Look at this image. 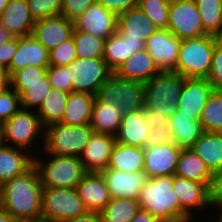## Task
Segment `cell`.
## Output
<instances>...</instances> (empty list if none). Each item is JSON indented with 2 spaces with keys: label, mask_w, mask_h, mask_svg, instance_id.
<instances>
[{
  "label": "cell",
  "mask_w": 222,
  "mask_h": 222,
  "mask_svg": "<svg viewBox=\"0 0 222 222\" xmlns=\"http://www.w3.org/2000/svg\"><path fill=\"white\" fill-rule=\"evenodd\" d=\"M191 216L183 217V218H178L175 220L167 221V222H188L191 220Z\"/></svg>",
  "instance_id": "obj_58"
},
{
  "label": "cell",
  "mask_w": 222,
  "mask_h": 222,
  "mask_svg": "<svg viewBox=\"0 0 222 222\" xmlns=\"http://www.w3.org/2000/svg\"><path fill=\"white\" fill-rule=\"evenodd\" d=\"M144 49L145 41L141 38L120 36L115 32L105 40L103 60L115 72L132 55Z\"/></svg>",
  "instance_id": "obj_21"
},
{
  "label": "cell",
  "mask_w": 222,
  "mask_h": 222,
  "mask_svg": "<svg viewBox=\"0 0 222 222\" xmlns=\"http://www.w3.org/2000/svg\"><path fill=\"white\" fill-rule=\"evenodd\" d=\"M144 119L149 128H159L165 127L171 129L169 117L160 113L159 111H154L151 109H146L144 107Z\"/></svg>",
  "instance_id": "obj_52"
},
{
  "label": "cell",
  "mask_w": 222,
  "mask_h": 222,
  "mask_svg": "<svg viewBox=\"0 0 222 222\" xmlns=\"http://www.w3.org/2000/svg\"><path fill=\"white\" fill-rule=\"evenodd\" d=\"M207 79L214 90H222V40L214 48Z\"/></svg>",
  "instance_id": "obj_46"
},
{
  "label": "cell",
  "mask_w": 222,
  "mask_h": 222,
  "mask_svg": "<svg viewBox=\"0 0 222 222\" xmlns=\"http://www.w3.org/2000/svg\"><path fill=\"white\" fill-rule=\"evenodd\" d=\"M47 77L52 88L67 93L73 92L72 82L65 66L49 65L47 67Z\"/></svg>",
  "instance_id": "obj_45"
},
{
  "label": "cell",
  "mask_w": 222,
  "mask_h": 222,
  "mask_svg": "<svg viewBox=\"0 0 222 222\" xmlns=\"http://www.w3.org/2000/svg\"><path fill=\"white\" fill-rule=\"evenodd\" d=\"M106 10L115 13L117 16L127 10L138 6V0H97Z\"/></svg>",
  "instance_id": "obj_50"
},
{
  "label": "cell",
  "mask_w": 222,
  "mask_h": 222,
  "mask_svg": "<svg viewBox=\"0 0 222 222\" xmlns=\"http://www.w3.org/2000/svg\"><path fill=\"white\" fill-rule=\"evenodd\" d=\"M181 39L168 29H157L145 42V49L152 56L160 71H175Z\"/></svg>",
  "instance_id": "obj_12"
},
{
  "label": "cell",
  "mask_w": 222,
  "mask_h": 222,
  "mask_svg": "<svg viewBox=\"0 0 222 222\" xmlns=\"http://www.w3.org/2000/svg\"><path fill=\"white\" fill-rule=\"evenodd\" d=\"M2 143L1 125H0V144Z\"/></svg>",
  "instance_id": "obj_60"
},
{
  "label": "cell",
  "mask_w": 222,
  "mask_h": 222,
  "mask_svg": "<svg viewBox=\"0 0 222 222\" xmlns=\"http://www.w3.org/2000/svg\"><path fill=\"white\" fill-rule=\"evenodd\" d=\"M222 39L213 35L182 39L176 70L185 78H207L215 46Z\"/></svg>",
  "instance_id": "obj_3"
},
{
  "label": "cell",
  "mask_w": 222,
  "mask_h": 222,
  "mask_svg": "<svg viewBox=\"0 0 222 222\" xmlns=\"http://www.w3.org/2000/svg\"><path fill=\"white\" fill-rule=\"evenodd\" d=\"M65 67L72 82L73 92L93 95L98 93L99 88L114 73L103 58L77 57Z\"/></svg>",
  "instance_id": "obj_9"
},
{
  "label": "cell",
  "mask_w": 222,
  "mask_h": 222,
  "mask_svg": "<svg viewBox=\"0 0 222 222\" xmlns=\"http://www.w3.org/2000/svg\"><path fill=\"white\" fill-rule=\"evenodd\" d=\"M204 31L222 39V0H194Z\"/></svg>",
  "instance_id": "obj_35"
},
{
  "label": "cell",
  "mask_w": 222,
  "mask_h": 222,
  "mask_svg": "<svg viewBox=\"0 0 222 222\" xmlns=\"http://www.w3.org/2000/svg\"><path fill=\"white\" fill-rule=\"evenodd\" d=\"M115 143V136L94 132L80 155L85 171L101 173L105 170Z\"/></svg>",
  "instance_id": "obj_18"
},
{
  "label": "cell",
  "mask_w": 222,
  "mask_h": 222,
  "mask_svg": "<svg viewBox=\"0 0 222 222\" xmlns=\"http://www.w3.org/2000/svg\"><path fill=\"white\" fill-rule=\"evenodd\" d=\"M118 16L106 10L98 1L74 21L77 30L107 39L117 29Z\"/></svg>",
  "instance_id": "obj_14"
},
{
  "label": "cell",
  "mask_w": 222,
  "mask_h": 222,
  "mask_svg": "<svg viewBox=\"0 0 222 222\" xmlns=\"http://www.w3.org/2000/svg\"><path fill=\"white\" fill-rule=\"evenodd\" d=\"M101 174L106 181L111 199L131 198L138 200L140 190L148 179L144 171L127 173L113 169H105Z\"/></svg>",
  "instance_id": "obj_17"
},
{
  "label": "cell",
  "mask_w": 222,
  "mask_h": 222,
  "mask_svg": "<svg viewBox=\"0 0 222 222\" xmlns=\"http://www.w3.org/2000/svg\"><path fill=\"white\" fill-rule=\"evenodd\" d=\"M186 78L174 71H160L145 83L144 107L168 116L178 111V101Z\"/></svg>",
  "instance_id": "obj_4"
},
{
  "label": "cell",
  "mask_w": 222,
  "mask_h": 222,
  "mask_svg": "<svg viewBox=\"0 0 222 222\" xmlns=\"http://www.w3.org/2000/svg\"><path fill=\"white\" fill-rule=\"evenodd\" d=\"M214 91L207 78H186L178 101V111L200 120L203 108Z\"/></svg>",
  "instance_id": "obj_13"
},
{
  "label": "cell",
  "mask_w": 222,
  "mask_h": 222,
  "mask_svg": "<svg viewBox=\"0 0 222 222\" xmlns=\"http://www.w3.org/2000/svg\"><path fill=\"white\" fill-rule=\"evenodd\" d=\"M174 175L204 184L212 179V172L191 148L181 149Z\"/></svg>",
  "instance_id": "obj_33"
},
{
  "label": "cell",
  "mask_w": 222,
  "mask_h": 222,
  "mask_svg": "<svg viewBox=\"0 0 222 222\" xmlns=\"http://www.w3.org/2000/svg\"><path fill=\"white\" fill-rule=\"evenodd\" d=\"M151 128L145 122L144 108L124 114L118 131L116 142L135 147L144 148Z\"/></svg>",
  "instance_id": "obj_23"
},
{
  "label": "cell",
  "mask_w": 222,
  "mask_h": 222,
  "mask_svg": "<svg viewBox=\"0 0 222 222\" xmlns=\"http://www.w3.org/2000/svg\"><path fill=\"white\" fill-rule=\"evenodd\" d=\"M46 164L34 160L43 188H76L87 173L80 157L53 154Z\"/></svg>",
  "instance_id": "obj_6"
},
{
  "label": "cell",
  "mask_w": 222,
  "mask_h": 222,
  "mask_svg": "<svg viewBox=\"0 0 222 222\" xmlns=\"http://www.w3.org/2000/svg\"><path fill=\"white\" fill-rule=\"evenodd\" d=\"M9 0H0V15L2 14L3 10L5 9Z\"/></svg>",
  "instance_id": "obj_59"
},
{
  "label": "cell",
  "mask_w": 222,
  "mask_h": 222,
  "mask_svg": "<svg viewBox=\"0 0 222 222\" xmlns=\"http://www.w3.org/2000/svg\"><path fill=\"white\" fill-rule=\"evenodd\" d=\"M13 35L0 22V42L5 43L11 40Z\"/></svg>",
  "instance_id": "obj_55"
},
{
  "label": "cell",
  "mask_w": 222,
  "mask_h": 222,
  "mask_svg": "<svg viewBox=\"0 0 222 222\" xmlns=\"http://www.w3.org/2000/svg\"><path fill=\"white\" fill-rule=\"evenodd\" d=\"M47 75V67L27 66L15 71L9 78V85H31L42 82Z\"/></svg>",
  "instance_id": "obj_44"
},
{
  "label": "cell",
  "mask_w": 222,
  "mask_h": 222,
  "mask_svg": "<svg viewBox=\"0 0 222 222\" xmlns=\"http://www.w3.org/2000/svg\"><path fill=\"white\" fill-rule=\"evenodd\" d=\"M49 51L33 36L18 37V49L6 70L8 78L27 66L48 67Z\"/></svg>",
  "instance_id": "obj_19"
},
{
  "label": "cell",
  "mask_w": 222,
  "mask_h": 222,
  "mask_svg": "<svg viewBox=\"0 0 222 222\" xmlns=\"http://www.w3.org/2000/svg\"><path fill=\"white\" fill-rule=\"evenodd\" d=\"M9 84L8 76L6 71L0 68V90Z\"/></svg>",
  "instance_id": "obj_57"
},
{
  "label": "cell",
  "mask_w": 222,
  "mask_h": 222,
  "mask_svg": "<svg viewBox=\"0 0 222 222\" xmlns=\"http://www.w3.org/2000/svg\"><path fill=\"white\" fill-rule=\"evenodd\" d=\"M174 175L148 178L140 190L138 203L159 222L190 216L173 191Z\"/></svg>",
  "instance_id": "obj_2"
},
{
  "label": "cell",
  "mask_w": 222,
  "mask_h": 222,
  "mask_svg": "<svg viewBox=\"0 0 222 222\" xmlns=\"http://www.w3.org/2000/svg\"><path fill=\"white\" fill-rule=\"evenodd\" d=\"M167 29L181 40L207 35L194 0H170Z\"/></svg>",
  "instance_id": "obj_10"
},
{
  "label": "cell",
  "mask_w": 222,
  "mask_h": 222,
  "mask_svg": "<svg viewBox=\"0 0 222 222\" xmlns=\"http://www.w3.org/2000/svg\"><path fill=\"white\" fill-rule=\"evenodd\" d=\"M95 95L82 92H71L60 123L69 126L90 124Z\"/></svg>",
  "instance_id": "obj_27"
},
{
  "label": "cell",
  "mask_w": 222,
  "mask_h": 222,
  "mask_svg": "<svg viewBox=\"0 0 222 222\" xmlns=\"http://www.w3.org/2000/svg\"><path fill=\"white\" fill-rule=\"evenodd\" d=\"M140 209L138 200L114 198L100 212L102 222H131Z\"/></svg>",
  "instance_id": "obj_36"
},
{
  "label": "cell",
  "mask_w": 222,
  "mask_h": 222,
  "mask_svg": "<svg viewBox=\"0 0 222 222\" xmlns=\"http://www.w3.org/2000/svg\"><path fill=\"white\" fill-rule=\"evenodd\" d=\"M77 58L73 36L49 51L50 65L66 66Z\"/></svg>",
  "instance_id": "obj_42"
},
{
  "label": "cell",
  "mask_w": 222,
  "mask_h": 222,
  "mask_svg": "<svg viewBox=\"0 0 222 222\" xmlns=\"http://www.w3.org/2000/svg\"><path fill=\"white\" fill-rule=\"evenodd\" d=\"M72 36L78 58H103L106 39L75 28Z\"/></svg>",
  "instance_id": "obj_38"
},
{
  "label": "cell",
  "mask_w": 222,
  "mask_h": 222,
  "mask_svg": "<svg viewBox=\"0 0 222 222\" xmlns=\"http://www.w3.org/2000/svg\"><path fill=\"white\" fill-rule=\"evenodd\" d=\"M144 172L148 178L174 175L181 148L176 144L145 146Z\"/></svg>",
  "instance_id": "obj_15"
},
{
  "label": "cell",
  "mask_w": 222,
  "mask_h": 222,
  "mask_svg": "<svg viewBox=\"0 0 222 222\" xmlns=\"http://www.w3.org/2000/svg\"><path fill=\"white\" fill-rule=\"evenodd\" d=\"M170 0H138L139 8L159 29L168 28Z\"/></svg>",
  "instance_id": "obj_40"
},
{
  "label": "cell",
  "mask_w": 222,
  "mask_h": 222,
  "mask_svg": "<svg viewBox=\"0 0 222 222\" xmlns=\"http://www.w3.org/2000/svg\"><path fill=\"white\" fill-rule=\"evenodd\" d=\"M18 49V37H14L11 40L1 43L0 42V68L7 70L11 63L12 58L16 54Z\"/></svg>",
  "instance_id": "obj_49"
},
{
  "label": "cell",
  "mask_w": 222,
  "mask_h": 222,
  "mask_svg": "<svg viewBox=\"0 0 222 222\" xmlns=\"http://www.w3.org/2000/svg\"><path fill=\"white\" fill-rule=\"evenodd\" d=\"M191 149L212 173L222 169V132H203Z\"/></svg>",
  "instance_id": "obj_32"
},
{
  "label": "cell",
  "mask_w": 222,
  "mask_h": 222,
  "mask_svg": "<svg viewBox=\"0 0 222 222\" xmlns=\"http://www.w3.org/2000/svg\"><path fill=\"white\" fill-rule=\"evenodd\" d=\"M64 222H102V219L100 212L87 211L83 215L68 219Z\"/></svg>",
  "instance_id": "obj_53"
},
{
  "label": "cell",
  "mask_w": 222,
  "mask_h": 222,
  "mask_svg": "<svg viewBox=\"0 0 222 222\" xmlns=\"http://www.w3.org/2000/svg\"><path fill=\"white\" fill-rule=\"evenodd\" d=\"M210 191L211 205H219L222 207V169L212 173Z\"/></svg>",
  "instance_id": "obj_51"
},
{
  "label": "cell",
  "mask_w": 222,
  "mask_h": 222,
  "mask_svg": "<svg viewBox=\"0 0 222 222\" xmlns=\"http://www.w3.org/2000/svg\"><path fill=\"white\" fill-rule=\"evenodd\" d=\"M99 102H112L118 105L122 114L144 108L145 84L127 80L113 73L95 95Z\"/></svg>",
  "instance_id": "obj_7"
},
{
  "label": "cell",
  "mask_w": 222,
  "mask_h": 222,
  "mask_svg": "<svg viewBox=\"0 0 222 222\" xmlns=\"http://www.w3.org/2000/svg\"><path fill=\"white\" fill-rule=\"evenodd\" d=\"M144 165L145 153L143 148L116 142L113 146L110 162L106 169L135 173L143 171Z\"/></svg>",
  "instance_id": "obj_28"
},
{
  "label": "cell",
  "mask_w": 222,
  "mask_h": 222,
  "mask_svg": "<svg viewBox=\"0 0 222 222\" xmlns=\"http://www.w3.org/2000/svg\"><path fill=\"white\" fill-rule=\"evenodd\" d=\"M210 184L192 181L174 175L173 191L176 193L180 206L190 215L191 208H198L210 203Z\"/></svg>",
  "instance_id": "obj_24"
},
{
  "label": "cell",
  "mask_w": 222,
  "mask_h": 222,
  "mask_svg": "<svg viewBox=\"0 0 222 222\" xmlns=\"http://www.w3.org/2000/svg\"><path fill=\"white\" fill-rule=\"evenodd\" d=\"M13 222H26V221H22V220H14Z\"/></svg>",
  "instance_id": "obj_61"
},
{
  "label": "cell",
  "mask_w": 222,
  "mask_h": 222,
  "mask_svg": "<svg viewBox=\"0 0 222 222\" xmlns=\"http://www.w3.org/2000/svg\"><path fill=\"white\" fill-rule=\"evenodd\" d=\"M15 219L0 205V222H13Z\"/></svg>",
  "instance_id": "obj_56"
},
{
  "label": "cell",
  "mask_w": 222,
  "mask_h": 222,
  "mask_svg": "<svg viewBox=\"0 0 222 222\" xmlns=\"http://www.w3.org/2000/svg\"><path fill=\"white\" fill-rule=\"evenodd\" d=\"M131 222H159L147 210L140 208Z\"/></svg>",
  "instance_id": "obj_54"
},
{
  "label": "cell",
  "mask_w": 222,
  "mask_h": 222,
  "mask_svg": "<svg viewBox=\"0 0 222 222\" xmlns=\"http://www.w3.org/2000/svg\"><path fill=\"white\" fill-rule=\"evenodd\" d=\"M27 3L31 16L36 21L60 15L63 0H27Z\"/></svg>",
  "instance_id": "obj_41"
},
{
  "label": "cell",
  "mask_w": 222,
  "mask_h": 222,
  "mask_svg": "<svg viewBox=\"0 0 222 222\" xmlns=\"http://www.w3.org/2000/svg\"><path fill=\"white\" fill-rule=\"evenodd\" d=\"M13 89L20 96V106L24 109L27 107L40 106L43 103V100L46 94L52 89L51 84L47 75L42 78V82H38L31 85H12Z\"/></svg>",
  "instance_id": "obj_39"
},
{
  "label": "cell",
  "mask_w": 222,
  "mask_h": 222,
  "mask_svg": "<svg viewBox=\"0 0 222 222\" xmlns=\"http://www.w3.org/2000/svg\"><path fill=\"white\" fill-rule=\"evenodd\" d=\"M122 112L118 105L108 101L99 102L96 98L93 104L90 126L96 133L116 135V130L119 129Z\"/></svg>",
  "instance_id": "obj_30"
},
{
  "label": "cell",
  "mask_w": 222,
  "mask_h": 222,
  "mask_svg": "<svg viewBox=\"0 0 222 222\" xmlns=\"http://www.w3.org/2000/svg\"><path fill=\"white\" fill-rule=\"evenodd\" d=\"M94 132L89 124L69 126L54 123L47 126L44 148L50 154L80 157Z\"/></svg>",
  "instance_id": "obj_5"
},
{
  "label": "cell",
  "mask_w": 222,
  "mask_h": 222,
  "mask_svg": "<svg viewBox=\"0 0 222 222\" xmlns=\"http://www.w3.org/2000/svg\"><path fill=\"white\" fill-rule=\"evenodd\" d=\"M87 211L76 188H43L41 222H64Z\"/></svg>",
  "instance_id": "obj_8"
},
{
  "label": "cell",
  "mask_w": 222,
  "mask_h": 222,
  "mask_svg": "<svg viewBox=\"0 0 222 222\" xmlns=\"http://www.w3.org/2000/svg\"><path fill=\"white\" fill-rule=\"evenodd\" d=\"M42 193L39 171L33 164L0 186V205L15 220L41 222Z\"/></svg>",
  "instance_id": "obj_1"
},
{
  "label": "cell",
  "mask_w": 222,
  "mask_h": 222,
  "mask_svg": "<svg viewBox=\"0 0 222 222\" xmlns=\"http://www.w3.org/2000/svg\"><path fill=\"white\" fill-rule=\"evenodd\" d=\"M174 143L181 149H188L204 132L200 120L177 111L169 118Z\"/></svg>",
  "instance_id": "obj_31"
},
{
  "label": "cell",
  "mask_w": 222,
  "mask_h": 222,
  "mask_svg": "<svg viewBox=\"0 0 222 222\" xmlns=\"http://www.w3.org/2000/svg\"><path fill=\"white\" fill-rule=\"evenodd\" d=\"M175 144L171 129L165 127L152 128L150 135L147 138L145 146Z\"/></svg>",
  "instance_id": "obj_48"
},
{
  "label": "cell",
  "mask_w": 222,
  "mask_h": 222,
  "mask_svg": "<svg viewBox=\"0 0 222 222\" xmlns=\"http://www.w3.org/2000/svg\"><path fill=\"white\" fill-rule=\"evenodd\" d=\"M6 85L3 89L0 90V125L10 119L20 108V96L14 90Z\"/></svg>",
  "instance_id": "obj_43"
},
{
  "label": "cell",
  "mask_w": 222,
  "mask_h": 222,
  "mask_svg": "<svg viewBox=\"0 0 222 222\" xmlns=\"http://www.w3.org/2000/svg\"><path fill=\"white\" fill-rule=\"evenodd\" d=\"M69 94L54 88L46 94L42 105L38 109L42 126L62 121Z\"/></svg>",
  "instance_id": "obj_34"
},
{
  "label": "cell",
  "mask_w": 222,
  "mask_h": 222,
  "mask_svg": "<svg viewBox=\"0 0 222 222\" xmlns=\"http://www.w3.org/2000/svg\"><path fill=\"white\" fill-rule=\"evenodd\" d=\"M160 70L146 49L136 52L114 72L118 77L147 83Z\"/></svg>",
  "instance_id": "obj_26"
},
{
  "label": "cell",
  "mask_w": 222,
  "mask_h": 222,
  "mask_svg": "<svg viewBox=\"0 0 222 222\" xmlns=\"http://www.w3.org/2000/svg\"><path fill=\"white\" fill-rule=\"evenodd\" d=\"M42 124L39 115L20 108L10 119L1 125L2 143H15L16 148L25 149L29 146L39 131Z\"/></svg>",
  "instance_id": "obj_11"
},
{
  "label": "cell",
  "mask_w": 222,
  "mask_h": 222,
  "mask_svg": "<svg viewBox=\"0 0 222 222\" xmlns=\"http://www.w3.org/2000/svg\"><path fill=\"white\" fill-rule=\"evenodd\" d=\"M76 190L88 211L101 212L111 200L101 173L87 172Z\"/></svg>",
  "instance_id": "obj_20"
},
{
  "label": "cell",
  "mask_w": 222,
  "mask_h": 222,
  "mask_svg": "<svg viewBox=\"0 0 222 222\" xmlns=\"http://www.w3.org/2000/svg\"><path fill=\"white\" fill-rule=\"evenodd\" d=\"M20 150L15 146L0 144V186L34 164V159Z\"/></svg>",
  "instance_id": "obj_29"
},
{
  "label": "cell",
  "mask_w": 222,
  "mask_h": 222,
  "mask_svg": "<svg viewBox=\"0 0 222 222\" xmlns=\"http://www.w3.org/2000/svg\"><path fill=\"white\" fill-rule=\"evenodd\" d=\"M200 123L204 132H222V90H214L209 96Z\"/></svg>",
  "instance_id": "obj_37"
},
{
  "label": "cell",
  "mask_w": 222,
  "mask_h": 222,
  "mask_svg": "<svg viewBox=\"0 0 222 222\" xmlns=\"http://www.w3.org/2000/svg\"><path fill=\"white\" fill-rule=\"evenodd\" d=\"M96 1L97 0H63L60 15L74 22Z\"/></svg>",
  "instance_id": "obj_47"
},
{
  "label": "cell",
  "mask_w": 222,
  "mask_h": 222,
  "mask_svg": "<svg viewBox=\"0 0 222 222\" xmlns=\"http://www.w3.org/2000/svg\"><path fill=\"white\" fill-rule=\"evenodd\" d=\"M74 28L73 21L57 15L36 20L32 35L50 51L71 38Z\"/></svg>",
  "instance_id": "obj_16"
},
{
  "label": "cell",
  "mask_w": 222,
  "mask_h": 222,
  "mask_svg": "<svg viewBox=\"0 0 222 222\" xmlns=\"http://www.w3.org/2000/svg\"><path fill=\"white\" fill-rule=\"evenodd\" d=\"M157 29L159 28L139 6L118 15L116 32L120 36L141 38L146 42Z\"/></svg>",
  "instance_id": "obj_25"
},
{
  "label": "cell",
  "mask_w": 222,
  "mask_h": 222,
  "mask_svg": "<svg viewBox=\"0 0 222 222\" xmlns=\"http://www.w3.org/2000/svg\"><path fill=\"white\" fill-rule=\"evenodd\" d=\"M0 22L13 37L32 35L35 24L27 0H9L0 15Z\"/></svg>",
  "instance_id": "obj_22"
}]
</instances>
